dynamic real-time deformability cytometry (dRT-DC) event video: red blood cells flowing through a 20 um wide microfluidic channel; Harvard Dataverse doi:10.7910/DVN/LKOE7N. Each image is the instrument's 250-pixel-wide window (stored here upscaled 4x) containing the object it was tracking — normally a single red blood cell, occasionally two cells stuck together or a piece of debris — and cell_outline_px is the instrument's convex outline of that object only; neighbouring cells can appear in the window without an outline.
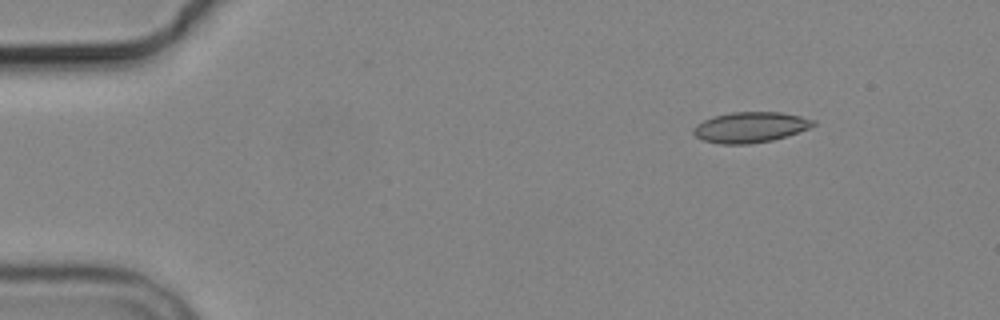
{"species": "common noctule bat (a hibernating species)", "species_latin": "Nyctalus noctula", "temperature_condition": "cold", "stored_images_in_passage": 9, "camera_frame_rate_fps": 3000, "um_per_image_px": 0.085, "animal": {"sex": "male", "body_mass_g": 19.2, "forearm_length_mm": 51.8}, "frame": {"image": 1, "passage_image": 2, "time_ms": 1.0, "image_size_px": [1000, 320], "cell_outline_px": [[816, 124], [808, 128], [788, 136], [772, 140], [748, 144], [720, 144], [700, 140], [692, 132], [692, 128], [696, 124], [712, 116], [732, 112], [780, 112], [800, 116], [816, 120]], "centroid_in_image_um": [63.74, 10.82], "position_along_channel_um": 21.3, "area_um2": 21.5}}
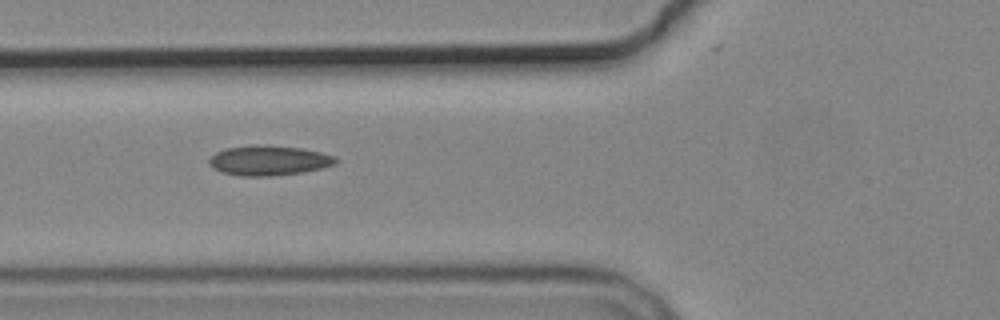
{"frame": {"image": 2, "passage_image": 6, "time_ms": 5.667, "image_size_px": [1000, 320], "cell_outline_px": [[336, 164], [304, 172], [272, 176], [240, 176], [220, 172], [212, 168], [208, 164], [208, 160], [216, 152], [224, 148], [252, 144], [300, 148], [320, 152], [336, 156]], "centroid_in_image_um": [22.8, 13.64], "position_along_channel_um": 103.0, "area_um2": 22.2}}
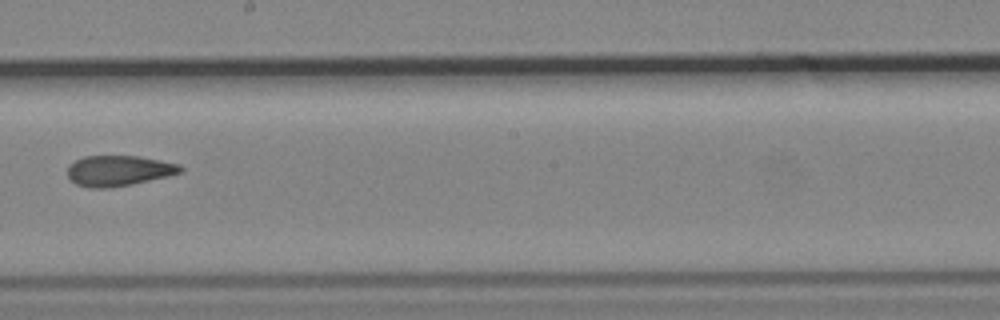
{"frame": {"image": 3, "passage_image": 9, "time_ms": 9.333, "image_size_px": [1000, 320], "cell_outline_px": [[184, 168], [180, 172], [168, 176], [132, 184], [104, 188], [88, 188], [76, 184], [68, 176], [68, 164], [84, 156], [140, 156], [180, 164]], "centroid_in_image_um": [10.08, 14.5], "position_along_channel_um": 238.1, "area_um2": 20.06}}